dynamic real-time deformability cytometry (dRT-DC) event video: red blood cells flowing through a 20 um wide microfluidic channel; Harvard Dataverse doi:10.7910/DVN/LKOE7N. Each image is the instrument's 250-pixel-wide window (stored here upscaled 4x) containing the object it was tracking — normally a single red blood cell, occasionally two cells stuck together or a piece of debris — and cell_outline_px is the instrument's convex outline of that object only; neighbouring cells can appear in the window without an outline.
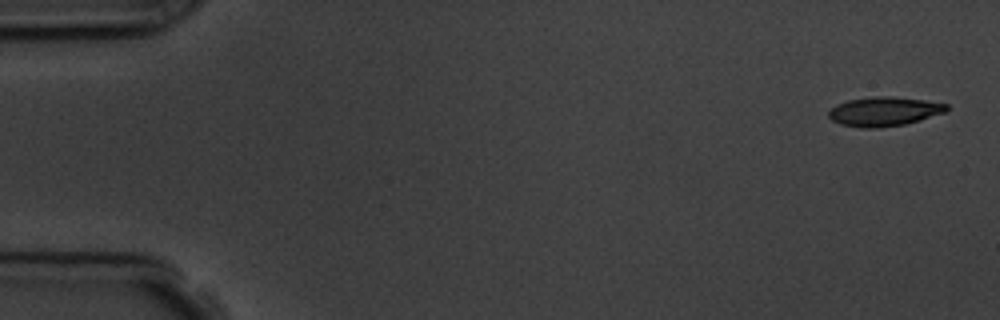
{"species": "common noctule bat (a hibernating species)", "species_latin": "Nyctalus noctula", "temperature_condition": "room temperature", "stored_images_in_passage": 5, "camera_frame_rate_fps": 3000, "um_per_image_px": 0.085, "animal": {"sex": "male", "body_mass_g": 19.5, "forearm_length_mm": 54.6}, "frame": {"image": 1, "passage_image": 1, "time_ms": 0.0, "image_size_px": [1000, 320], "cell_outline_px": [[948, 112], [904, 124], [880, 128], [864, 128], [840, 124], [832, 120], [828, 116], [828, 112], [836, 104], [848, 100], [876, 96], [892, 96], [924, 100], [948, 104]], "centroid_in_image_um": [75.16, 9.47], "position_along_channel_um": 9.8, "area_um2": 20.11}}
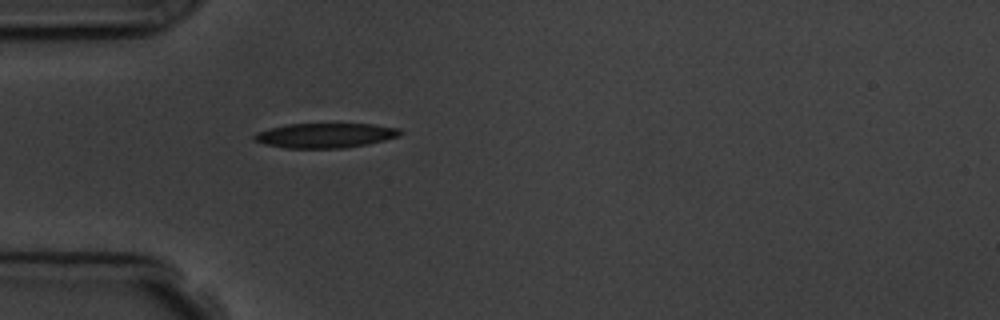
{"frame": {"image": 2, "passage_image": 5, "time_ms": 4.667, "image_size_px": [1000, 320], "cell_outline_px": [[404, 132], [396, 136], [384, 140], [344, 148], [284, 148], [264, 144], [252, 140], [252, 136], [256, 132], [268, 128], [288, 124], [372, 124], [400, 128]], "centroid_in_image_um": [27.58, 11.51], "position_along_channel_um": 57.4, "area_um2": 21.04}}